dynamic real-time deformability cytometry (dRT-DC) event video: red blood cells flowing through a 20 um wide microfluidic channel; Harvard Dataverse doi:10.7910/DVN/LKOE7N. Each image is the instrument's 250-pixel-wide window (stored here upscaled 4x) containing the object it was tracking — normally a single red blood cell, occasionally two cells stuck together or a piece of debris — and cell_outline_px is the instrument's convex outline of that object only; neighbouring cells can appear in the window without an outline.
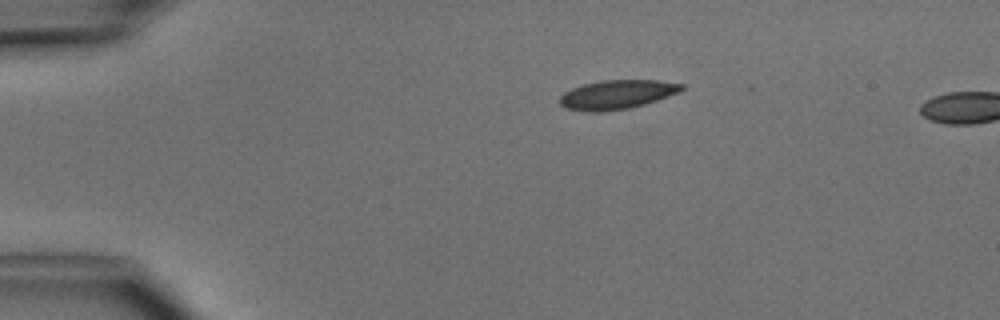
{"species": "common noctule bat (a hibernating species)", "species_latin": "Nyctalus noctula", "temperature_condition": "cold", "stored_images_in_passage": 2, "camera_frame_rate_fps": 3000, "um_per_image_px": 0.085, "animal": {"sex": "male", "body_mass_g": 15.6}, "frame": {"image": 1, "passage_image": 1, "time_ms": 0.0, "image_size_px": [1000, 320], "cell_outline_px": [[684, 88], [680, 92], [644, 104], [628, 108], [604, 112], [588, 112], [564, 108], [556, 100], [564, 92], [572, 88], [584, 84], [604, 80], [660, 80], [684, 84]], "centroid_in_image_um": [52.41, 8.04], "position_along_channel_um": 32.6, "area_um2": 20.81}}